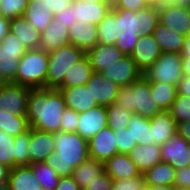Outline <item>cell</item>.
Masks as SVG:
<instances>
[{
    "label": "cell",
    "instance_id": "f907efd6",
    "mask_svg": "<svg viewBox=\"0 0 190 190\" xmlns=\"http://www.w3.org/2000/svg\"><path fill=\"white\" fill-rule=\"evenodd\" d=\"M45 5L48 7L53 15L59 13L62 9L70 6L71 0H44Z\"/></svg>",
    "mask_w": 190,
    "mask_h": 190
},
{
    "label": "cell",
    "instance_id": "8fae6325",
    "mask_svg": "<svg viewBox=\"0 0 190 190\" xmlns=\"http://www.w3.org/2000/svg\"><path fill=\"white\" fill-rule=\"evenodd\" d=\"M101 74L119 87L129 86L143 76V72L129 55L119 59L103 70Z\"/></svg>",
    "mask_w": 190,
    "mask_h": 190
},
{
    "label": "cell",
    "instance_id": "f546056e",
    "mask_svg": "<svg viewBox=\"0 0 190 190\" xmlns=\"http://www.w3.org/2000/svg\"><path fill=\"white\" fill-rule=\"evenodd\" d=\"M144 184L150 186H173L176 169L169 163L160 161L143 174Z\"/></svg>",
    "mask_w": 190,
    "mask_h": 190
},
{
    "label": "cell",
    "instance_id": "e7e4bbea",
    "mask_svg": "<svg viewBox=\"0 0 190 190\" xmlns=\"http://www.w3.org/2000/svg\"><path fill=\"white\" fill-rule=\"evenodd\" d=\"M87 3L94 4V3H108L106 0H83Z\"/></svg>",
    "mask_w": 190,
    "mask_h": 190
},
{
    "label": "cell",
    "instance_id": "7c38bea8",
    "mask_svg": "<svg viewBox=\"0 0 190 190\" xmlns=\"http://www.w3.org/2000/svg\"><path fill=\"white\" fill-rule=\"evenodd\" d=\"M159 21L165 27L181 35L190 33V8H182L168 3L158 6Z\"/></svg>",
    "mask_w": 190,
    "mask_h": 190
},
{
    "label": "cell",
    "instance_id": "db71d44e",
    "mask_svg": "<svg viewBox=\"0 0 190 190\" xmlns=\"http://www.w3.org/2000/svg\"><path fill=\"white\" fill-rule=\"evenodd\" d=\"M177 133L190 143V120L178 123Z\"/></svg>",
    "mask_w": 190,
    "mask_h": 190
},
{
    "label": "cell",
    "instance_id": "681fc988",
    "mask_svg": "<svg viewBox=\"0 0 190 190\" xmlns=\"http://www.w3.org/2000/svg\"><path fill=\"white\" fill-rule=\"evenodd\" d=\"M174 185L190 188V166L182 169H176Z\"/></svg>",
    "mask_w": 190,
    "mask_h": 190
},
{
    "label": "cell",
    "instance_id": "603a6c76",
    "mask_svg": "<svg viewBox=\"0 0 190 190\" xmlns=\"http://www.w3.org/2000/svg\"><path fill=\"white\" fill-rule=\"evenodd\" d=\"M58 90L61 91L66 106L77 113H82L98 106L91 94V88H87L86 85Z\"/></svg>",
    "mask_w": 190,
    "mask_h": 190
},
{
    "label": "cell",
    "instance_id": "d6986e66",
    "mask_svg": "<svg viewBox=\"0 0 190 190\" xmlns=\"http://www.w3.org/2000/svg\"><path fill=\"white\" fill-rule=\"evenodd\" d=\"M93 72H102L125 55L115 46L98 43L86 52Z\"/></svg>",
    "mask_w": 190,
    "mask_h": 190
},
{
    "label": "cell",
    "instance_id": "4fadbf2b",
    "mask_svg": "<svg viewBox=\"0 0 190 190\" xmlns=\"http://www.w3.org/2000/svg\"><path fill=\"white\" fill-rule=\"evenodd\" d=\"M88 146L89 158L102 163L118 153L114 131L108 126L89 139Z\"/></svg>",
    "mask_w": 190,
    "mask_h": 190
},
{
    "label": "cell",
    "instance_id": "c3c4849f",
    "mask_svg": "<svg viewBox=\"0 0 190 190\" xmlns=\"http://www.w3.org/2000/svg\"><path fill=\"white\" fill-rule=\"evenodd\" d=\"M113 179L110 178L106 172L90 183V186H87L84 190H112Z\"/></svg>",
    "mask_w": 190,
    "mask_h": 190
},
{
    "label": "cell",
    "instance_id": "816d5d0a",
    "mask_svg": "<svg viewBox=\"0 0 190 190\" xmlns=\"http://www.w3.org/2000/svg\"><path fill=\"white\" fill-rule=\"evenodd\" d=\"M55 190H82L72 177H59Z\"/></svg>",
    "mask_w": 190,
    "mask_h": 190
},
{
    "label": "cell",
    "instance_id": "277c9868",
    "mask_svg": "<svg viewBox=\"0 0 190 190\" xmlns=\"http://www.w3.org/2000/svg\"><path fill=\"white\" fill-rule=\"evenodd\" d=\"M115 103L146 118L162 111L152 99L150 82L144 76L129 86L120 87Z\"/></svg>",
    "mask_w": 190,
    "mask_h": 190
},
{
    "label": "cell",
    "instance_id": "83f0119b",
    "mask_svg": "<svg viewBox=\"0 0 190 190\" xmlns=\"http://www.w3.org/2000/svg\"><path fill=\"white\" fill-rule=\"evenodd\" d=\"M93 73L90 60L85 55L68 70L63 82L56 89H68L86 85Z\"/></svg>",
    "mask_w": 190,
    "mask_h": 190
},
{
    "label": "cell",
    "instance_id": "7a4b0ae2",
    "mask_svg": "<svg viewBox=\"0 0 190 190\" xmlns=\"http://www.w3.org/2000/svg\"><path fill=\"white\" fill-rule=\"evenodd\" d=\"M118 16V40L115 46L131 55L141 35L153 34L159 21L158 6L149 5L138 11L111 9Z\"/></svg>",
    "mask_w": 190,
    "mask_h": 190
},
{
    "label": "cell",
    "instance_id": "a7ac6f4b",
    "mask_svg": "<svg viewBox=\"0 0 190 190\" xmlns=\"http://www.w3.org/2000/svg\"><path fill=\"white\" fill-rule=\"evenodd\" d=\"M111 6L115 4L117 0H106Z\"/></svg>",
    "mask_w": 190,
    "mask_h": 190
},
{
    "label": "cell",
    "instance_id": "7bdbcfd3",
    "mask_svg": "<svg viewBox=\"0 0 190 190\" xmlns=\"http://www.w3.org/2000/svg\"><path fill=\"white\" fill-rule=\"evenodd\" d=\"M118 153L129 154L136 146V141L128 128L114 131Z\"/></svg>",
    "mask_w": 190,
    "mask_h": 190
},
{
    "label": "cell",
    "instance_id": "7dc6e473",
    "mask_svg": "<svg viewBox=\"0 0 190 190\" xmlns=\"http://www.w3.org/2000/svg\"><path fill=\"white\" fill-rule=\"evenodd\" d=\"M54 19L58 21V23L64 25L66 29H69L71 25L76 22L74 10L71 5L55 14Z\"/></svg>",
    "mask_w": 190,
    "mask_h": 190
},
{
    "label": "cell",
    "instance_id": "e0dca14e",
    "mask_svg": "<svg viewBox=\"0 0 190 190\" xmlns=\"http://www.w3.org/2000/svg\"><path fill=\"white\" fill-rule=\"evenodd\" d=\"M27 151L29 164L45 162L47 157L55 152L54 133L31 128V139Z\"/></svg>",
    "mask_w": 190,
    "mask_h": 190
},
{
    "label": "cell",
    "instance_id": "74e56055",
    "mask_svg": "<svg viewBox=\"0 0 190 190\" xmlns=\"http://www.w3.org/2000/svg\"><path fill=\"white\" fill-rule=\"evenodd\" d=\"M106 109L108 127H110L113 131L127 128L129 120L133 115V112L124 109L116 103L107 106Z\"/></svg>",
    "mask_w": 190,
    "mask_h": 190
},
{
    "label": "cell",
    "instance_id": "11a10c76",
    "mask_svg": "<svg viewBox=\"0 0 190 190\" xmlns=\"http://www.w3.org/2000/svg\"><path fill=\"white\" fill-rule=\"evenodd\" d=\"M9 22H10V20L4 18L0 14V43L2 42V40L6 37V35L9 32Z\"/></svg>",
    "mask_w": 190,
    "mask_h": 190
},
{
    "label": "cell",
    "instance_id": "b9f144b4",
    "mask_svg": "<svg viewBox=\"0 0 190 190\" xmlns=\"http://www.w3.org/2000/svg\"><path fill=\"white\" fill-rule=\"evenodd\" d=\"M29 0H2L0 2V14L8 19L23 16Z\"/></svg>",
    "mask_w": 190,
    "mask_h": 190
},
{
    "label": "cell",
    "instance_id": "d4e9b609",
    "mask_svg": "<svg viewBox=\"0 0 190 190\" xmlns=\"http://www.w3.org/2000/svg\"><path fill=\"white\" fill-rule=\"evenodd\" d=\"M68 32L69 30L66 29L64 25L58 23V21L54 19L41 33V44L39 49L44 50L46 53H50L70 44Z\"/></svg>",
    "mask_w": 190,
    "mask_h": 190
},
{
    "label": "cell",
    "instance_id": "d590c367",
    "mask_svg": "<svg viewBox=\"0 0 190 190\" xmlns=\"http://www.w3.org/2000/svg\"><path fill=\"white\" fill-rule=\"evenodd\" d=\"M28 166L34 172L42 188L47 190H55L57 188L59 176L46 162L31 163Z\"/></svg>",
    "mask_w": 190,
    "mask_h": 190
},
{
    "label": "cell",
    "instance_id": "5bb4252c",
    "mask_svg": "<svg viewBox=\"0 0 190 190\" xmlns=\"http://www.w3.org/2000/svg\"><path fill=\"white\" fill-rule=\"evenodd\" d=\"M108 126L106 106L98 105L90 110L79 113L77 131L82 138L89 140Z\"/></svg>",
    "mask_w": 190,
    "mask_h": 190
},
{
    "label": "cell",
    "instance_id": "6125c7cd",
    "mask_svg": "<svg viewBox=\"0 0 190 190\" xmlns=\"http://www.w3.org/2000/svg\"><path fill=\"white\" fill-rule=\"evenodd\" d=\"M150 5L161 6L162 4L168 3L169 0H146Z\"/></svg>",
    "mask_w": 190,
    "mask_h": 190
},
{
    "label": "cell",
    "instance_id": "91938a15",
    "mask_svg": "<svg viewBox=\"0 0 190 190\" xmlns=\"http://www.w3.org/2000/svg\"><path fill=\"white\" fill-rule=\"evenodd\" d=\"M183 74L190 76V57H183L182 60Z\"/></svg>",
    "mask_w": 190,
    "mask_h": 190
},
{
    "label": "cell",
    "instance_id": "f6af8a7d",
    "mask_svg": "<svg viewBox=\"0 0 190 190\" xmlns=\"http://www.w3.org/2000/svg\"><path fill=\"white\" fill-rule=\"evenodd\" d=\"M144 185V178L141 174L136 178L113 180L112 190H141Z\"/></svg>",
    "mask_w": 190,
    "mask_h": 190
},
{
    "label": "cell",
    "instance_id": "52a82bcc",
    "mask_svg": "<svg viewBox=\"0 0 190 190\" xmlns=\"http://www.w3.org/2000/svg\"><path fill=\"white\" fill-rule=\"evenodd\" d=\"M182 60L180 53L162 52L154 64L143 72V76L149 82H163L177 86L184 76Z\"/></svg>",
    "mask_w": 190,
    "mask_h": 190
},
{
    "label": "cell",
    "instance_id": "484cf974",
    "mask_svg": "<svg viewBox=\"0 0 190 190\" xmlns=\"http://www.w3.org/2000/svg\"><path fill=\"white\" fill-rule=\"evenodd\" d=\"M128 155L141 174H143L145 171L161 161V148L159 145L155 144H137V146Z\"/></svg>",
    "mask_w": 190,
    "mask_h": 190
},
{
    "label": "cell",
    "instance_id": "d6a6232c",
    "mask_svg": "<svg viewBox=\"0 0 190 190\" xmlns=\"http://www.w3.org/2000/svg\"><path fill=\"white\" fill-rule=\"evenodd\" d=\"M152 99L162 111H168L177 97L176 85L163 82H150Z\"/></svg>",
    "mask_w": 190,
    "mask_h": 190
},
{
    "label": "cell",
    "instance_id": "5b68a950",
    "mask_svg": "<svg viewBox=\"0 0 190 190\" xmlns=\"http://www.w3.org/2000/svg\"><path fill=\"white\" fill-rule=\"evenodd\" d=\"M48 61V53L44 50H27L19 61L16 78L11 83L32 89L47 88Z\"/></svg>",
    "mask_w": 190,
    "mask_h": 190
},
{
    "label": "cell",
    "instance_id": "30bf717a",
    "mask_svg": "<svg viewBox=\"0 0 190 190\" xmlns=\"http://www.w3.org/2000/svg\"><path fill=\"white\" fill-rule=\"evenodd\" d=\"M160 148L162 162L169 163L175 169L190 166V143L178 133H175Z\"/></svg>",
    "mask_w": 190,
    "mask_h": 190
},
{
    "label": "cell",
    "instance_id": "e575fe53",
    "mask_svg": "<svg viewBox=\"0 0 190 190\" xmlns=\"http://www.w3.org/2000/svg\"><path fill=\"white\" fill-rule=\"evenodd\" d=\"M99 43L115 45L118 40V16L110 9L97 25Z\"/></svg>",
    "mask_w": 190,
    "mask_h": 190
},
{
    "label": "cell",
    "instance_id": "cb8c5ba5",
    "mask_svg": "<svg viewBox=\"0 0 190 190\" xmlns=\"http://www.w3.org/2000/svg\"><path fill=\"white\" fill-rule=\"evenodd\" d=\"M9 32L13 33L26 50L39 49L41 33H39L23 16L11 19Z\"/></svg>",
    "mask_w": 190,
    "mask_h": 190
},
{
    "label": "cell",
    "instance_id": "ffe728a7",
    "mask_svg": "<svg viewBox=\"0 0 190 190\" xmlns=\"http://www.w3.org/2000/svg\"><path fill=\"white\" fill-rule=\"evenodd\" d=\"M107 175L113 180L136 178L141 175L128 154L117 153L104 163Z\"/></svg>",
    "mask_w": 190,
    "mask_h": 190
},
{
    "label": "cell",
    "instance_id": "8d00e7d4",
    "mask_svg": "<svg viewBox=\"0 0 190 190\" xmlns=\"http://www.w3.org/2000/svg\"><path fill=\"white\" fill-rule=\"evenodd\" d=\"M30 129L26 116L0 114V130L15 137Z\"/></svg>",
    "mask_w": 190,
    "mask_h": 190
},
{
    "label": "cell",
    "instance_id": "44dd1931",
    "mask_svg": "<svg viewBox=\"0 0 190 190\" xmlns=\"http://www.w3.org/2000/svg\"><path fill=\"white\" fill-rule=\"evenodd\" d=\"M153 144L161 146L177 133V123L169 111H161L149 118Z\"/></svg>",
    "mask_w": 190,
    "mask_h": 190
},
{
    "label": "cell",
    "instance_id": "9a60e30c",
    "mask_svg": "<svg viewBox=\"0 0 190 190\" xmlns=\"http://www.w3.org/2000/svg\"><path fill=\"white\" fill-rule=\"evenodd\" d=\"M162 50L155 41L153 34L141 35L130 57L138 68L145 72L160 57Z\"/></svg>",
    "mask_w": 190,
    "mask_h": 190
},
{
    "label": "cell",
    "instance_id": "4dcf8cb0",
    "mask_svg": "<svg viewBox=\"0 0 190 190\" xmlns=\"http://www.w3.org/2000/svg\"><path fill=\"white\" fill-rule=\"evenodd\" d=\"M104 172V163L88 158L85 162H82L74 169L71 177L75 180L78 186L84 190L87 186H90V183L97 180V178H99V176Z\"/></svg>",
    "mask_w": 190,
    "mask_h": 190
},
{
    "label": "cell",
    "instance_id": "ee69618b",
    "mask_svg": "<svg viewBox=\"0 0 190 190\" xmlns=\"http://www.w3.org/2000/svg\"><path fill=\"white\" fill-rule=\"evenodd\" d=\"M78 124H79V113L67 107L62 115L60 131L75 133L77 131Z\"/></svg>",
    "mask_w": 190,
    "mask_h": 190
},
{
    "label": "cell",
    "instance_id": "2e32d148",
    "mask_svg": "<svg viewBox=\"0 0 190 190\" xmlns=\"http://www.w3.org/2000/svg\"><path fill=\"white\" fill-rule=\"evenodd\" d=\"M91 88L93 99L101 106H109L116 102L120 87L103 77L101 72H94L86 84Z\"/></svg>",
    "mask_w": 190,
    "mask_h": 190
},
{
    "label": "cell",
    "instance_id": "8992f818",
    "mask_svg": "<svg viewBox=\"0 0 190 190\" xmlns=\"http://www.w3.org/2000/svg\"><path fill=\"white\" fill-rule=\"evenodd\" d=\"M86 52L72 44L48 53L47 88H57L64 80L68 70L82 59Z\"/></svg>",
    "mask_w": 190,
    "mask_h": 190
},
{
    "label": "cell",
    "instance_id": "6f0895ef",
    "mask_svg": "<svg viewBox=\"0 0 190 190\" xmlns=\"http://www.w3.org/2000/svg\"><path fill=\"white\" fill-rule=\"evenodd\" d=\"M181 55L182 57H190V33L185 36L184 47Z\"/></svg>",
    "mask_w": 190,
    "mask_h": 190
},
{
    "label": "cell",
    "instance_id": "60d3db41",
    "mask_svg": "<svg viewBox=\"0 0 190 190\" xmlns=\"http://www.w3.org/2000/svg\"><path fill=\"white\" fill-rule=\"evenodd\" d=\"M31 128L23 134L14 137V145L16 146V166H28L29 157L27 148L30 144Z\"/></svg>",
    "mask_w": 190,
    "mask_h": 190
},
{
    "label": "cell",
    "instance_id": "f1b7e54d",
    "mask_svg": "<svg viewBox=\"0 0 190 190\" xmlns=\"http://www.w3.org/2000/svg\"><path fill=\"white\" fill-rule=\"evenodd\" d=\"M153 36L162 52H175L181 54L184 47L185 35H181L159 22L153 31Z\"/></svg>",
    "mask_w": 190,
    "mask_h": 190
},
{
    "label": "cell",
    "instance_id": "1f68e13d",
    "mask_svg": "<svg viewBox=\"0 0 190 190\" xmlns=\"http://www.w3.org/2000/svg\"><path fill=\"white\" fill-rule=\"evenodd\" d=\"M10 190H41L38 179L29 166H16L11 168L9 174Z\"/></svg>",
    "mask_w": 190,
    "mask_h": 190
},
{
    "label": "cell",
    "instance_id": "03108f58",
    "mask_svg": "<svg viewBox=\"0 0 190 190\" xmlns=\"http://www.w3.org/2000/svg\"><path fill=\"white\" fill-rule=\"evenodd\" d=\"M0 190H10L9 183H0Z\"/></svg>",
    "mask_w": 190,
    "mask_h": 190
},
{
    "label": "cell",
    "instance_id": "ab89813d",
    "mask_svg": "<svg viewBox=\"0 0 190 190\" xmlns=\"http://www.w3.org/2000/svg\"><path fill=\"white\" fill-rule=\"evenodd\" d=\"M168 111L177 124L190 120V97L177 94Z\"/></svg>",
    "mask_w": 190,
    "mask_h": 190
},
{
    "label": "cell",
    "instance_id": "ba28073f",
    "mask_svg": "<svg viewBox=\"0 0 190 190\" xmlns=\"http://www.w3.org/2000/svg\"><path fill=\"white\" fill-rule=\"evenodd\" d=\"M32 88L9 83L0 87V114L26 116Z\"/></svg>",
    "mask_w": 190,
    "mask_h": 190
},
{
    "label": "cell",
    "instance_id": "680465c9",
    "mask_svg": "<svg viewBox=\"0 0 190 190\" xmlns=\"http://www.w3.org/2000/svg\"><path fill=\"white\" fill-rule=\"evenodd\" d=\"M168 4L176 7L190 8V0H169Z\"/></svg>",
    "mask_w": 190,
    "mask_h": 190
},
{
    "label": "cell",
    "instance_id": "3957f363",
    "mask_svg": "<svg viewBox=\"0 0 190 190\" xmlns=\"http://www.w3.org/2000/svg\"><path fill=\"white\" fill-rule=\"evenodd\" d=\"M55 152L45 161L59 177H71L75 168L89 158L88 140L78 133H54Z\"/></svg>",
    "mask_w": 190,
    "mask_h": 190
},
{
    "label": "cell",
    "instance_id": "bcb514c9",
    "mask_svg": "<svg viewBox=\"0 0 190 190\" xmlns=\"http://www.w3.org/2000/svg\"><path fill=\"white\" fill-rule=\"evenodd\" d=\"M150 4L146 0H117L111 9H124L138 11L148 7Z\"/></svg>",
    "mask_w": 190,
    "mask_h": 190
},
{
    "label": "cell",
    "instance_id": "ac0fdd59",
    "mask_svg": "<svg viewBox=\"0 0 190 190\" xmlns=\"http://www.w3.org/2000/svg\"><path fill=\"white\" fill-rule=\"evenodd\" d=\"M68 30L69 43L85 52L99 43L97 25L76 21Z\"/></svg>",
    "mask_w": 190,
    "mask_h": 190
},
{
    "label": "cell",
    "instance_id": "9c48e42d",
    "mask_svg": "<svg viewBox=\"0 0 190 190\" xmlns=\"http://www.w3.org/2000/svg\"><path fill=\"white\" fill-rule=\"evenodd\" d=\"M26 51L24 45L11 32L0 43V69L10 82L16 78L19 61Z\"/></svg>",
    "mask_w": 190,
    "mask_h": 190
},
{
    "label": "cell",
    "instance_id": "94428289",
    "mask_svg": "<svg viewBox=\"0 0 190 190\" xmlns=\"http://www.w3.org/2000/svg\"><path fill=\"white\" fill-rule=\"evenodd\" d=\"M141 190H172V186H150L144 185Z\"/></svg>",
    "mask_w": 190,
    "mask_h": 190
},
{
    "label": "cell",
    "instance_id": "7402d4cb",
    "mask_svg": "<svg viewBox=\"0 0 190 190\" xmlns=\"http://www.w3.org/2000/svg\"><path fill=\"white\" fill-rule=\"evenodd\" d=\"M70 5L74 10L76 21H85L94 25H98L112 7L109 3L90 4L83 0H73Z\"/></svg>",
    "mask_w": 190,
    "mask_h": 190
},
{
    "label": "cell",
    "instance_id": "be15d7a7",
    "mask_svg": "<svg viewBox=\"0 0 190 190\" xmlns=\"http://www.w3.org/2000/svg\"><path fill=\"white\" fill-rule=\"evenodd\" d=\"M11 83L4 75L2 70L0 69V87L5 86L7 84Z\"/></svg>",
    "mask_w": 190,
    "mask_h": 190
},
{
    "label": "cell",
    "instance_id": "9f6ffc18",
    "mask_svg": "<svg viewBox=\"0 0 190 190\" xmlns=\"http://www.w3.org/2000/svg\"><path fill=\"white\" fill-rule=\"evenodd\" d=\"M11 168L3 163H0V183H8Z\"/></svg>",
    "mask_w": 190,
    "mask_h": 190
},
{
    "label": "cell",
    "instance_id": "f35d334b",
    "mask_svg": "<svg viewBox=\"0 0 190 190\" xmlns=\"http://www.w3.org/2000/svg\"><path fill=\"white\" fill-rule=\"evenodd\" d=\"M0 163L16 167V146L14 137L0 130Z\"/></svg>",
    "mask_w": 190,
    "mask_h": 190
},
{
    "label": "cell",
    "instance_id": "003e7915",
    "mask_svg": "<svg viewBox=\"0 0 190 190\" xmlns=\"http://www.w3.org/2000/svg\"><path fill=\"white\" fill-rule=\"evenodd\" d=\"M172 190H190V188L173 185Z\"/></svg>",
    "mask_w": 190,
    "mask_h": 190
},
{
    "label": "cell",
    "instance_id": "6da1fadb",
    "mask_svg": "<svg viewBox=\"0 0 190 190\" xmlns=\"http://www.w3.org/2000/svg\"><path fill=\"white\" fill-rule=\"evenodd\" d=\"M66 108L60 90L55 88L31 89L26 115L30 128L49 133L59 132L62 115Z\"/></svg>",
    "mask_w": 190,
    "mask_h": 190
},
{
    "label": "cell",
    "instance_id": "4316f807",
    "mask_svg": "<svg viewBox=\"0 0 190 190\" xmlns=\"http://www.w3.org/2000/svg\"><path fill=\"white\" fill-rule=\"evenodd\" d=\"M44 0H29L24 11L23 17L39 32L42 33L45 28L54 20L53 13L43 2Z\"/></svg>",
    "mask_w": 190,
    "mask_h": 190
},
{
    "label": "cell",
    "instance_id": "f5cc1de1",
    "mask_svg": "<svg viewBox=\"0 0 190 190\" xmlns=\"http://www.w3.org/2000/svg\"><path fill=\"white\" fill-rule=\"evenodd\" d=\"M179 95L190 97V76H183L177 85Z\"/></svg>",
    "mask_w": 190,
    "mask_h": 190
},
{
    "label": "cell",
    "instance_id": "836d02e7",
    "mask_svg": "<svg viewBox=\"0 0 190 190\" xmlns=\"http://www.w3.org/2000/svg\"><path fill=\"white\" fill-rule=\"evenodd\" d=\"M127 128L131 132L133 141H136L137 144H153L149 118L133 113L129 120Z\"/></svg>",
    "mask_w": 190,
    "mask_h": 190
}]
</instances>
